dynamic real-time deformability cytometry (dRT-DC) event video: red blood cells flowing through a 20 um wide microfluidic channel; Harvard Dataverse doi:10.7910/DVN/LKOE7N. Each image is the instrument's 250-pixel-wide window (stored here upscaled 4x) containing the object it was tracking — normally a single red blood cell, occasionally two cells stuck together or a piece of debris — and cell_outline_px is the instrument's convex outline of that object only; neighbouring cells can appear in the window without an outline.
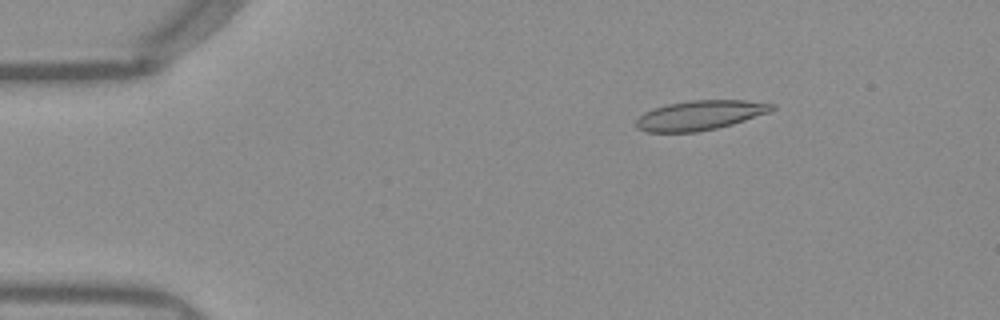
{"species": "Egyptian fruit bat (a non-hibernating species)", "species_latin": "Rousettus aegyptiacus", "temperature_condition": "warm", "stored_images_in_passage": 49, "camera_frame_rate_fps": 3000, "um_per_image_px": 0.085, "frame": {"image": 1, "passage_image": 6, "time_ms": 1.667, "image_size_px": [1000, 320], "cell_outline_px": [[776, 108], [768, 112], [732, 124], [716, 128], [696, 132], [644, 132], [636, 128], [636, 120], [644, 112], [652, 108], [668, 104], [688, 100], [744, 100], [776, 104]], "centroid_in_image_um": [59.46, 9.79], "position_along_channel_um": 25.5, "area_um2": 23.41}}
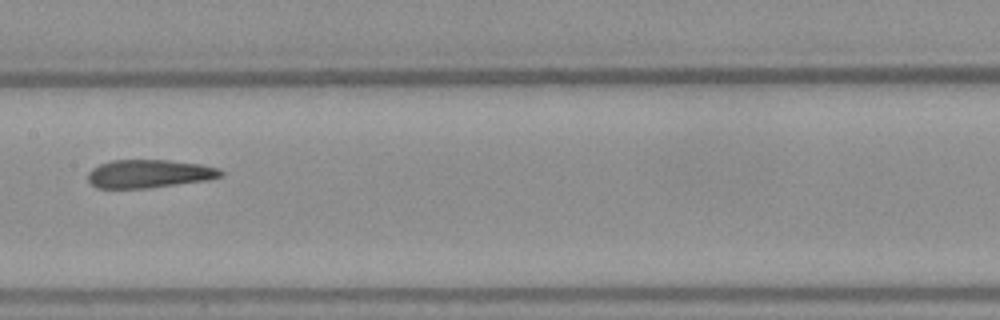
{"frame": {"image": 2, "passage_image": 24, "time_ms": 7.667, "image_size_px": [1000, 320], "cell_outline_px": [[224, 176], [208, 180], [148, 188], [96, 188], [88, 180], [88, 172], [92, 168], [100, 164], [112, 160], [168, 160], [200, 164], [220, 168], [224, 172]], "centroid_in_image_um": [12.7, 14.77], "position_along_channel_um": 194.7, "area_um2": 21.96}}
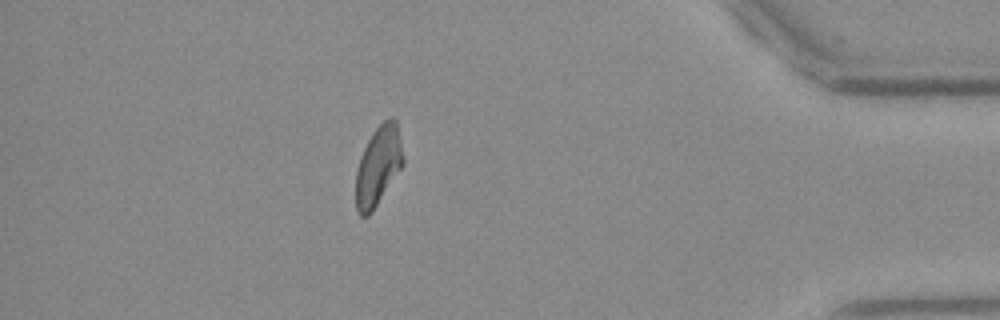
{"frame": {"image": 3, "passage_image": 43, "time_ms": 14.0, "image_size_px": [1000, 320], "cell_outline_px": [[404, 164], [372, 212], [368, 216], [360, 216], [356, 208], [356, 168], [360, 156], [368, 140], [376, 128], [388, 116], [392, 116], [396, 120], [404, 156]], "centroid_in_image_um": [32.15, 14.09], "position_along_channel_um": 403.0, "area_um2": 21.96}, "authors_computed_cell_mechanics": {"area_um2": 22.5998, "velocity_mm_per_s": 3.969, "shape_relaxation_time_tau1_ms": null, "shape_relaxation_time_tau2_ms": 2.6902, "deformation_change_tau1": null, "deformation_change_tau2": 0.1284}}